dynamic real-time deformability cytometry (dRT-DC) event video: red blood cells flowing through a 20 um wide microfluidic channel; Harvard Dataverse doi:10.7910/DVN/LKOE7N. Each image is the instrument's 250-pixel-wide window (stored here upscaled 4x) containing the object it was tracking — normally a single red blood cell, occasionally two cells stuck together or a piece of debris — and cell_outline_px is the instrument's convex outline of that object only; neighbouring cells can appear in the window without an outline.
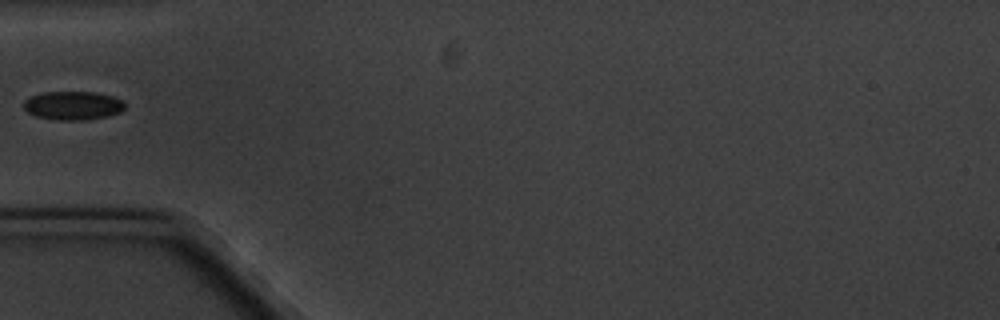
{"species": "common noctule bat (a hibernating species)", "species_latin": "Nyctalus noctula", "temperature_condition": "cold", "stored_images_in_passage": 8, "camera_frame_rate_fps": 3000, "um_per_image_px": 0.085, "animal": {"sex": "male", "body_mass_g": 20.1, "forearm_length_mm": 53.5}, "frame": {"image": 1, "passage_image": 2, "time_ms": 1.333, "image_size_px": [1000, 320], "cell_outline_px": [[124, 108], [120, 112], [108, 116], [84, 120], [60, 120], [36, 116], [28, 112], [24, 108], [24, 100], [32, 96], [44, 92], [96, 92], [112, 96], [124, 100]], "centroid_in_image_um": [6.22, 8.97], "position_along_channel_um": 78.8, "area_um2": 16.82}}
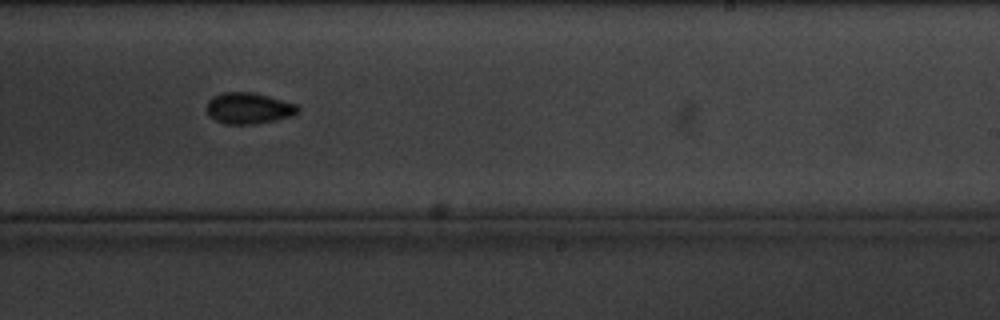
{"frame": {"image": 2, "passage_image": 7, "time_ms": 7.0, "image_size_px": [1000, 320], "cell_outline_px": [[300, 112], [292, 116], [276, 120], [256, 124], [224, 124], [208, 116], [208, 100], [212, 96], [224, 92], [252, 92], [300, 104]], "centroid_in_image_um": [21.19, 9.2], "position_along_channel_um": 267.8, "area_um2": 16.82}}